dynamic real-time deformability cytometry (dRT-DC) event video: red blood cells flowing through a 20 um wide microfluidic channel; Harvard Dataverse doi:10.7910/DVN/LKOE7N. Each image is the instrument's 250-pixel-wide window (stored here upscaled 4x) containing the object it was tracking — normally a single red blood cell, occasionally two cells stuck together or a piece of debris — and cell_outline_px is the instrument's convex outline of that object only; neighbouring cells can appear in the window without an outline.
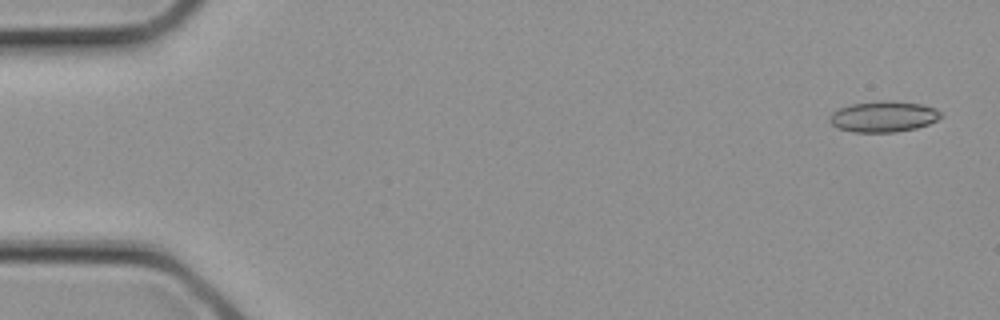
{"species": "common noctule bat (a hibernating species)", "species_latin": "Nyctalus noctula", "temperature_condition": "cold", "stored_images_in_passage": 4, "camera_frame_rate_fps": 3000, "um_per_image_px": 0.085, "animal": {"sex": "female", "body_mass_g": 21.9}, "frame": {"image": 1, "passage_image": 1, "time_ms": 0.0, "image_size_px": [1000, 320], "cell_outline_px": [[944, 116], [928, 124], [916, 128], [896, 132], [852, 132], [836, 128], [828, 120], [828, 116], [832, 112], [840, 108], [852, 104], [876, 100], [892, 100], [924, 104], [936, 108]], "centroid_in_image_um": [75.09, 9.9], "position_along_channel_um": 9.9, "area_um2": 20.4}}